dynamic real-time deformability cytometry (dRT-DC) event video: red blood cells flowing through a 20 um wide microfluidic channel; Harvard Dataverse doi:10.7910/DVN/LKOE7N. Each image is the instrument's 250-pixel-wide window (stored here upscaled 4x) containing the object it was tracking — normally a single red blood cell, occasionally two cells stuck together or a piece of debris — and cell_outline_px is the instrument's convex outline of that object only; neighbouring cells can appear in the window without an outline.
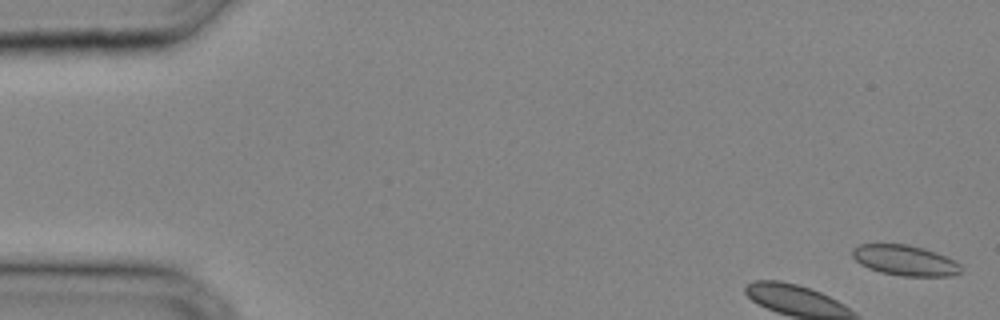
{"species": "common noctule bat (a hibernating species)", "species_latin": "Nyctalus noctula", "temperature_condition": "cold", "stored_images_in_passage": 8, "camera_frame_rate_fps": 3000, "um_per_image_px": 0.085, "animal": {"sex": "male", "body_mass_g": 20.4}, "frame": {"image": 1, "passage_image": 1, "time_ms": 0.0, "image_size_px": [1000, 320], "cell_outline_px": [[960, 272], [952, 276], [900, 276], [880, 272], [868, 268], [860, 264], [852, 256], [852, 248], [860, 244], [908, 244], [924, 248], [936, 252], [956, 260], [960, 264]], "centroid_in_image_um": [76.92, 22.13], "position_along_channel_um": 8.1, "area_um2": 19.42}}